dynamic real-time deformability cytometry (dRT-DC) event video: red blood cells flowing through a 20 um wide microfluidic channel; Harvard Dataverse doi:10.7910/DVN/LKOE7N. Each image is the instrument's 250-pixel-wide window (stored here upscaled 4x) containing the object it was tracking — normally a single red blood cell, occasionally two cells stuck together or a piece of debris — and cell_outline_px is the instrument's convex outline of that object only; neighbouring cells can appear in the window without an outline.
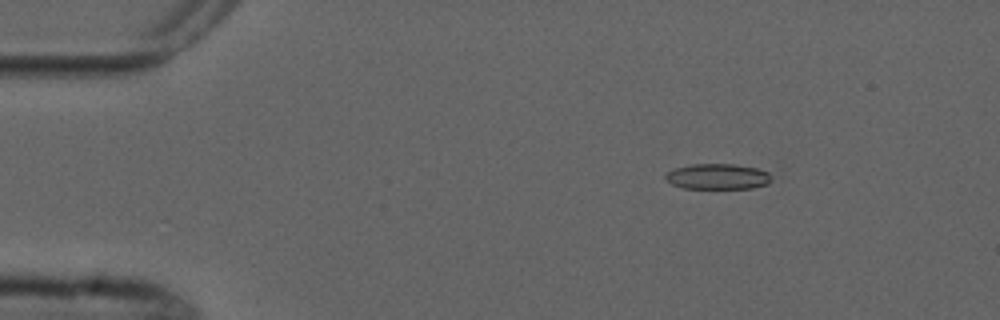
{"species": "common noctule bat (a hibernating species)", "species_latin": "Nyctalus noctula", "temperature_condition": "cold", "stored_images_in_passage": 5, "camera_frame_rate_fps": 3000, "um_per_image_px": 0.085, "animal": {"sex": "male", "forearm_length_mm": 52.5}, "frame": {"image": 1, "passage_image": 3, "time_ms": 2.0, "image_size_px": [1000, 320], "cell_outline_px": [[772, 180], [768, 184], [752, 188], [684, 188], [672, 184], [664, 176], [668, 172], [676, 168], [692, 164], [736, 164], [756, 168], [768, 172], [772, 176]], "centroid_in_image_um": [61.05, 15.0], "position_along_channel_um": 24.0, "area_um2": 15.72}}